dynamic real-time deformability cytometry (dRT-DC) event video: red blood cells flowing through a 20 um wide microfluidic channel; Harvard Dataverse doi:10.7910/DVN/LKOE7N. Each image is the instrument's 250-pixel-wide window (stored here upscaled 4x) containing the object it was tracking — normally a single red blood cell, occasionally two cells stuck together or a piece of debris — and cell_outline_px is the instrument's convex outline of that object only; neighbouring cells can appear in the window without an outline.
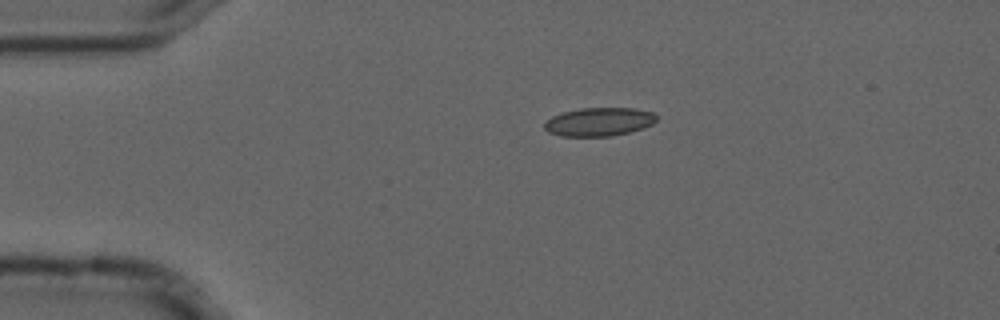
{"species": "common noctule bat (a hibernating species)", "species_latin": "Nyctalus noctula", "temperature_condition": "cold", "stored_images_in_passage": 3, "camera_frame_rate_fps": 3000, "um_per_image_px": 0.085, "animal": {"sex": "male", "forearm_length_mm": 52.5}, "frame": {"image": 1, "passage_image": 1, "time_ms": 0.0, "image_size_px": [1000, 320], "cell_outline_px": [[656, 120], [652, 124], [644, 128], [612, 136], [560, 136], [548, 132], [544, 128], [544, 124], [552, 116], [564, 112], [580, 108], [632, 108], [652, 112], [656, 116]], "centroid_in_image_um": [50.91, 10.36], "position_along_channel_um": 34.1, "area_um2": 18.5}}
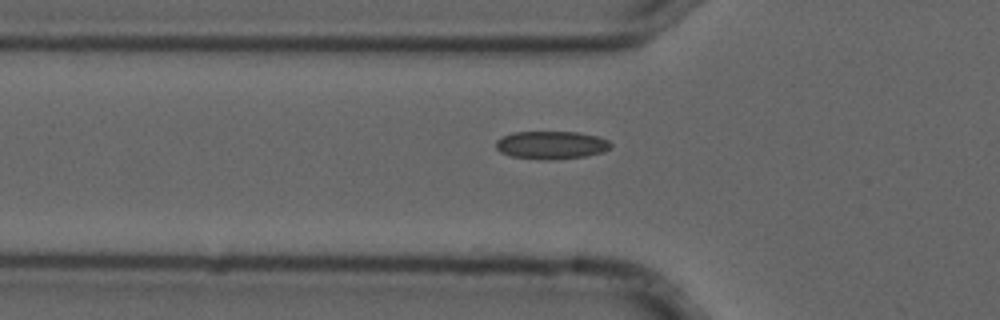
{"frame": {"image": 2, "passage_image": 3, "time_ms": 0.667, "image_size_px": [1000, 320], "cell_outline_px": [[612, 144], [604, 152], [584, 156], [552, 160], [548, 160], [512, 156], [500, 152], [496, 148], [496, 140], [512, 132], [576, 132], [596, 136], [608, 140]], "centroid_in_image_um": [46.85, 12.33], "position_along_channel_um": 79.0, "area_um2": 18.55}}